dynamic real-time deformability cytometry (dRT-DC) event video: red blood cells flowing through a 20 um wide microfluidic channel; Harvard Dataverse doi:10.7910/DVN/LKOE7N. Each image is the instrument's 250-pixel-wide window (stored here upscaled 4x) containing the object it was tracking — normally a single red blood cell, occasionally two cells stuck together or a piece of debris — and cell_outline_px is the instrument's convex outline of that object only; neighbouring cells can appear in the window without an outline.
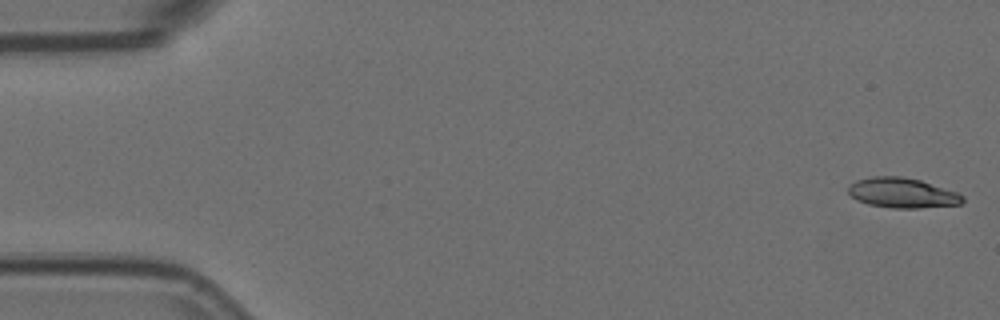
{"species": "Egyptian fruit bat (a non-hibernating species)", "species_latin": "Rousettus aegyptiacus", "temperature_condition": "room temperature", "stored_images_in_passage": 4, "camera_frame_rate_fps": 3000, "um_per_image_px": 0.085, "animal": {"sex": "female"}, "frame": {"image": 1, "passage_image": 1, "time_ms": 0.0, "image_size_px": [1000, 320], "cell_outline_px": [[964, 200], [960, 204], [920, 208], [892, 208], [868, 204], [856, 200], [848, 192], [848, 188], [856, 180], [872, 176], [900, 176], [920, 180], [956, 192], [964, 196]], "centroid_in_image_um": [76.68, 16.4], "position_along_channel_um": 8.3, "area_um2": 19.88}}